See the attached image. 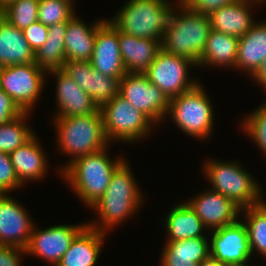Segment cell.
<instances>
[{"label":"cell","instance_id":"5bb4252c","mask_svg":"<svg viewBox=\"0 0 266 266\" xmlns=\"http://www.w3.org/2000/svg\"><path fill=\"white\" fill-rule=\"evenodd\" d=\"M32 218L19 200L0 194V245L25 250L35 225Z\"/></svg>","mask_w":266,"mask_h":266},{"label":"cell","instance_id":"277c9868","mask_svg":"<svg viewBox=\"0 0 266 266\" xmlns=\"http://www.w3.org/2000/svg\"><path fill=\"white\" fill-rule=\"evenodd\" d=\"M175 4L170 0H128L108 20L120 32L161 42L179 5L178 0Z\"/></svg>","mask_w":266,"mask_h":266},{"label":"cell","instance_id":"5b68a950","mask_svg":"<svg viewBox=\"0 0 266 266\" xmlns=\"http://www.w3.org/2000/svg\"><path fill=\"white\" fill-rule=\"evenodd\" d=\"M210 31L209 15L178 5L163 35L161 48L198 65Z\"/></svg>","mask_w":266,"mask_h":266},{"label":"cell","instance_id":"2e32d148","mask_svg":"<svg viewBox=\"0 0 266 266\" xmlns=\"http://www.w3.org/2000/svg\"><path fill=\"white\" fill-rule=\"evenodd\" d=\"M185 202L201 219L208 231L241 219V208L223 194L211 190L210 187Z\"/></svg>","mask_w":266,"mask_h":266},{"label":"cell","instance_id":"7a4b0ae2","mask_svg":"<svg viewBox=\"0 0 266 266\" xmlns=\"http://www.w3.org/2000/svg\"><path fill=\"white\" fill-rule=\"evenodd\" d=\"M108 148L76 159L59 175L89 208L103 196L113 173L126 160L121 155L111 160Z\"/></svg>","mask_w":266,"mask_h":266},{"label":"cell","instance_id":"e0dca14e","mask_svg":"<svg viewBox=\"0 0 266 266\" xmlns=\"http://www.w3.org/2000/svg\"><path fill=\"white\" fill-rule=\"evenodd\" d=\"M118 39L119 30L104 19L98 25L90 63L101 74L121 79L127 72L121 59Z\"/></svg>","mask_w":266,"mask_h":266},{"label":"cell","instance_id":"83f0119b","mask_svg":"<svg viewBox=\"0 0 266 266\" xmlns=\"http://www.w3.org/2000/svg\"><path fill=\"white\" fill-rule=\"evenodd\" d=\"M239 38L212 30L197 68L222 67L235 69Z\"/></svg>","mask_w":266,"mask_h":266},{"label":"cell","instance_id":"9a60e30c","mask_svg":"<svg viewBox=\"0 0 266 266\" xmlns=\"http://www.w3.org/2000/svg\"><path fill=\"white\" fill-rule=\"evenodd\" d=\"M61 70L92 98L99 109L119 94L120 79L101 74L90 61H66Z\"/></svg>","mask_w":266,"mask_h":266},{"label":"cell","instance_id":"ba28073f","mask_svg":"<svg viewBox=\"0 0 266 266\" xmlns=\"http://www.w3.org/2000/svg\"><path fill=\"white\" fill-rule=\"evenodd\" d=\"M107 141L133 144L154 132L156 125L119 94L100 108ZM152 130V131H151ZM114 141V142H112Z\"/></svg>","mask_w":266,"mask_h":266},{"label":"cell","instance_id":"1f68e13d","mask_svg":"<svg viewBox=\"0 0 266 266\" xmlns=\"http://www.w3.org/2000/svg\"><path fill=\"white\" fill-rule=\"evenodd\" d=\"M39 0H16L0 11L10 24L23 31L38 21Z\"/></svg>","mask_w":266,"mask_h":266},{"label":"cell","instance_id":"d4e9b609","mask_svg":"<svg viewBox=\"0 0 266 266\" xmlns=\"http://www.w3.org/2000/svg\"><path fill=\"white\" fill-rule=\"evenodd\" d=\"M209 237L189 238L165 242L161 266H198L210 256Z\"/></svg>","mask_w":266,"mask_h":266},{"label":"cell","instance_id":"30bf717a","mask_svg":"<svg viewBox=\"0 0 266 266\" xmlns=\"http://www.w3.org/2000/svg\"><path fill=\"white\" fill-rule=\"evenodd\" d=\"M194 67L197 68V65L191 60L165 52L161 48L144 74L170 100L189 91L200 82L189 77L188 72L190 73V69Z\"/></svg>","mask_w":266,"mask_h":266},{"label":"cell","instance_id":"44dd1931","mask_svg":"<svg viewBox=\"0 0 266 266\" xmlns=\"http://www.w3.org/2000/svg\"><path fill=\"white\" fill-rule=\"evenodd\" d=\"M76 14L68 21L65 33L66 61H90L92 58L98 25L104 20H96L87 25Z\"/></svg>","mask_w":266,"mask_h":266},{"label":"cell","instance_id":"e575fe53","mask_svg":"<svg viewBox=\"0 0 266 266\" xmlns=\"http://www.w3.org/2000/svg\"><path fill=\"white\" fill-rule=\"evenodd\" d=\"M23 185L17 178L10 155L0 152V194L11 193Z\"/></svg>","mask_w":266,"mask_h":266},{"label":"cell","instance_id":"cb8c5ba5","mask_svg":"<svg viewBox=\"0 0 266 266\" xmlns=\"http://www.w3.org/2000/svg\"><path fill=\"white\" fill-rule=\"evenodd\" d=\"M106 233L86 226L72 241L56 266H96Z\"/></svg>","mask_w":266,"mask_h":266},{"label":"cell","instance_id":"74e56055","mask_svg":"<svg viewBox=\"0 0 266 266\" xmlns=\"http://www.w3.org/2000/svg\"><path fill=\"white\" fill-rule=\"evenodd\" d=\"M22 113L12 98L0 89V124L8 123Z\"/></svg>","mask_w":266,"mask_h":266},{"label":"cell","instance_id":"8992f818","mask_svg":"<svg viewBox=\"0 0 266 266\" xmlns=\"http://www.w3.org/2000/svg\"><path fill=\"white\" fill-rule=\"evenodd\" d=\"M241 162L218 160L216 158L204 160L202 173L210 189L223 194L241 209L262 203V187L255 181L252 174L247 172Z\"/></svg>","mask_w":266,"mask_h":266},{"label":"cell","instance_id":"60d3db41","mask_svg":"<svg viewBox=\"0 0 266 266\" xmlns=\"http://www.w3.org/2000/svg\"><path fill=\"white\" fill-rule=\"evenodd\" d=\"M198 266H225L224 264L220 263L217 259L209 256L208 258L204 259Z\"/></svg>","mask_w":266,"mask_h":266},{"label":"cell","instance_id":"d6986e66","mask_svg":"<svg viewBox=\"0 0 266 266\" xmlns=\"http://www.w3.org/2000/svg\"><path fill=\"white\" fill-rule=\"evenodd\" d=\"M36 135L9 154L15 174L22 185L28 183L26 181H41L48 173L47 153Z\"/></svg>","mask_w":266,"mask_h":266},{"label":"cell","instance_id":"836d02e7","mask_svg":"<svg viewBox=\"0 0 266 266\" xmlns=\"http://www.w3.org/2000/svg\"><path fill=\"white\" fill-rule=\"evenodd\" d=\"M241 126L245 134L255 142L256 147L266 157V101L242 118Z\"/></svg>","mask_w":266,"mask_h":266},{"label":"cell","instance_id":"6da1fadb","mask_svg":"<svg viewBox=\"0 0 266 266\" xmlns=\"http://www.w3.org/2000/svg\"><path fill=\"white\" fill-rule=\"evenodd\" d=\"M131 169L125 160L115 170L103 196L90 207L99 218L88 221L87 226L107 235L142 208L145 197Z\"/></svg>","mask_w":266,"mask_h":266},{"label":"cell","instance_id":"7bdbcfd3","mask_svg":"<svg viewBox=\"0 0 266 266\" xmlns=\"http://www.w3.org/2000/svg\"><path fill=\"white\" fill-rule=\"evenodd\" d=\"M248 1H252V2L258 3L260 5L263 3H266V0H248Z\"/></svg>","mask_w":266,"mask_h":266},{"label":"cell","instance_id":"3957f363","mask_svg":"<svg viewBox=\"0 0 266 266\" xmlns=\"http://www.w3.org/2000/svg\"><path fill=\"white\" fill-rule=\"evenodd\" d=\"M52 122L57 132V149L70 157L66 164L59 166V174L76 159L110 147L100 109L88 115L54 117Z\"/></svg>","mask_w":266,"mask_h":266},{"label":"cell","instance_id":"9c48e42d","mask_svg":"<svg viewBox=\"0 0 266 266\" xmlns=\"http://www.w3.org/2000/svg\"><path fill=\"white\" fill-rule=\"evenodd\" d=\"M47 71L36 63L5 66L0 89L12 98L22 112L32 113L44 89Z\"/></svg>","mask_w":266,"mask_h":266},{"label":"cell","instance_id":"7402d4cb","mask_svg":"<svg viewBox=\"0 0 266 266\" xmlns=\"http://www.w3.org/2000/svg\"><path fill=\"white\" fill-rule=\"evenodd\" d=\"M121 59L127 73H144L161 49L158 40L138 38L119 31Z\"/></svg>","mask_w":266,"mask_h":266},{"label":"cell","instance_id":"ffe728a7","mask_svg":"<svg viewBox=\"0 0 266 266\" xmlns=\"http://www.w3.org/2000/svg\"><path fill=\"white\" fill-rule=\"evenodd\" d=\"M259 4L248 0L235 2L218 8L209 14L211 29L240 38L254 25L252 7Z\"/></svg>","mask_w":266,"mask_h":266},{"label":"cell","instance_id":"4dcf8cb0","mask_svg":"<svg viewBox=\"0 0 266 266\" xmlns=\"http://www.w3.org/2000/svg\"><path fill=\"white\" fill-rule=\"evenodd\" d=\"M30 112H23L8 123L0 124V152L10 154L28 142L36 133L29 127Z\"/></svg>","mask_w":266,"mask_h":266},{"label":"cell","instance_id":"f546056e","mask_svg":"<svg viewBox=\"0 0 266 266\" xmlns=\"http://www.w3.org/2000/svg\"><path fill=\"white\" fill-rule=\"evenodd\" d=\"M243 220L248 231V239L252 255L258 253L266 259V201L241 209Z\"/></svg>","mask_w":266,"mask_h":266},{"label":"cell","instance_id":"603a6c76","mask_svg":"<svg viewBox=\"0 0 266 266\" xmlns=\"http://www.w3.org/2000/svg\"><path fill=\"white\" fill-rule=\"evenodd\" d=\"M266 60V21L258 20L253 27L238 40L235 68L250 77Z\"/></svg>","mask_w":266,"mask_h":266},{"label":"cell","instance_id":"4fadbf2b","mask_svg":"<svg viewBox=\"0 0 266 266\" xmlns=\"http://www.w3.org/2000/svg\"><path fill=\"white\" fill-rule=\"evenodd\" d=\"M209 232L210 256L225 266L248 264L253 258L243 220Z\"/></svg>","mask_w":266,"mask_h":266},{"label":"cell","instance_id":"b9f144b4","mask_svg":"<svg viewBox=\"0 0 266 266\" xmlns=\"http://www.w3.org/2000/svg\"><path fill=\"white\" fill-rule=\"evenodd\" d=\"M13 1L16 0H0V11Z\"/></svg>","mask_w":266,"mask_h":266},{"label":"cell","instance_id":"f1b7e54d","mask_svg":"<svg viewBox=\"0 0 266 266\" xmlns=\"http://www.w3.org/2000/svg\"><path fill=\"white\" fill-rule=\"evenodd\" d=\"M68 22L48 26V38L35 52V63L46 71L61 69L66 62L65 33Z\"/></svg>","mask_w":266,"mask_h":266},{"label":"cell","instance_id":"ab89813d","mask_svg":"<svg viewBox=\"0 0 266 266\" xmlns=\"http://www.w3.org/2000/svg\"><path fill=\"white\" fill-rule=\"evenodd\" d=\"M251 79H254L257 84H260V87H264L266 90V60L262 62L260 67L251 76Z\"/></svg>","mask_w":266,"mask_h":266},{"label":"cell","instance_id":"f35d334b","mask_svg":"<svg viewBox=\"0 0 266 266\" xmlns=\"http://www.w3.org/2000/svg\"><path fill=\"white\" fill-rule=\"evenodd\" d=\"M24 255V249L0 245V266H22Z\"/></svg>","mask_w":266,"mask_h":266},{"label":"cell","instance_id":"d590c367","mask_svg":"<svg viewBox=\"0 0 266 266\" xmlns=\"http://www.w3.org/2000/svg\"><path fill=\"white\" fill-rule=\"evenodd\" d=\"M236 0H178L182 7L209 15L212 11L235 2Z\"/></svg>","mask_w":266,"mask_h":266},{"label":"cell","instance_id":"484cf974","mask_svg":"<svg viewBox=\"0 0 266 266\" xmlns=\"http://www.w3.org/2000/svg\"><path fill=\"white\" fill-rule=\"evenodd\" d=\"M163 220V227L165 226L167 233L165 242L207 237L204 234L209 233L201 219L185 201L174 205Z\"/></svg>","mask_w":266,"mask_h":266},{"label":"cell","instance_id":"f6af8a7d","mask_svg":"<svg viewBox=\"0 0 266 266\" xmlns=\"http://www.w3.org/2000/svg\"><path fill=\"white\" fill-rule=\"evenodd\" d=\"M2 69H3V67L0 65V76H1Z\"/></svg>","mask_w":266,"mask_h":266},{"label":"cell","instance_id":"52a82bcc","mask_svg":"<svg viewBox=\"0 0 266 266\" xmlns=\"http://www.w3.org/2000/svg\"><path fill=\"white\" fill-rule=\"evenodd\" d=\"M200 82L183 94L171 98L167 116L183 133L192 138L208 139L214 131V109Z\"/></svg>","mask_w":266,"mask_h":266},{"label":"cell","instance_id":"8d00e7d4","mask_svg":"<svg viewBox=\"0 0 266 266\" xmlns=\"http://www.w3.org/2000/svg\"><path fill=\"white\" fill-rule=\"evenodd\" d=\"M23 34L31 49L36 52L48 38V26L37 21L26 27Z\"/></svg>","mask_w":266,"mask_h":266},{"label":"cell","instance_id":"4316f807","mask_svg":"<svg viewBox=\"0 0 266 266\" xmlns=\"http://www.w3.org/2000/svg\"><path fill=\"white\" fill-rule=\"evenodd\" d=\"M35 62V52L23 31L0 15V65L2 67Z\"/></svg>","mask_w":266,"mask_h":266},{"label":"cell","instance_id":"ee69618b","mask_svg":"<svg viewBox=\"0 0 266 266\" xmlns=\"http://www.w3.org/2000/svg\"><path fill=\"white\" fill-rule=\"evenodd\" d=\"M233 266H249V264H244V265H233Z\"/></svg>","mask_w":266,"mask_h":266},{"label":"cell","instance_id":"7c38bea8","mask_svg":"<svg viewBox=\"0 0 266 266\" xmlns=\"http://www.w3.org/2000/svg\"><path fill=\"white\" fill-rule=\"evenodd\" d=\"M86 226L85 222L77 225L59 224L40 230L34 225L25 249L26 255L38 257L50 266H56L72 241Z\"/></svg>","mask_w":266,"mask_h":266},{"label":"cell","instance_id":"d6a6232c","mask_svg":"<svg viewBox=\"0 0 266 266\" xmlns=\"http://www.w3.org/2000/svg\"><path fill=\"white\" fill-rule=\"evenodd\" d=\"M74 4L69 0H39L38 22L46 26L68 22L76 14Z\"/></svg>","mask_w":266,"mask_h":266},{"label":"cell","instance_id":"ac0fdd59","mask_svg":"<svg viewBox=\"0 0 266 266\" xmlns=\"http://www.w3.org/2000/svg\"><path fill=\"white\" fill-rule=\"evenodd\" d=\"M56 79V105L54 117L81 116L96 113L99 108L92 98L61 69L47 71Z\"/></svg>","mask_w":266,"mask_h":266},{"label":"cell","instance_id":"8fae6325","mask_svg":"<svg viewBox=\"0 0 266 266\" xmlns=\"http://www.w3.org/2000/svg\"><path fill=\"white\" fill-rule=\"evenodd\" d=\"M119 95L145 114L156 126L167 119L170 100L144 73H126L120 79Z\"/></svg>","mask_w":266,"mask_h":266}]
</instances>
